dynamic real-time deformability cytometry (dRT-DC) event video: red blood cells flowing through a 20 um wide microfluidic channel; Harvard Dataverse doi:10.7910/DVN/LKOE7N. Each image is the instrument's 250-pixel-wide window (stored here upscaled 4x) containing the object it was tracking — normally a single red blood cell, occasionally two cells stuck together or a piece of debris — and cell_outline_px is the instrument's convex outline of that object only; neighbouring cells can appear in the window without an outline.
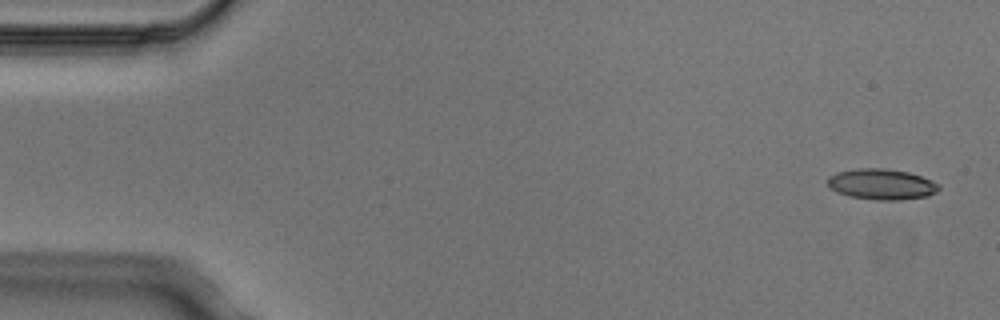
{"species": "Egyptian fruit bat (a non-hibernating species)", "species_latin": "Rousettus aegyptiacus", "temperature_condition": "cold", "stored_images_in_passage": 7, "camera_frame_rate_fps": 3000, "um_per_image_px": 0.085, "animal": {"sex": "male"}, "frame": {"image": 1, "passage_image": 1, "time_ms": 0.0, "image_size_px": [1000, 320], "cell_outline_px": [[940, 188], [936, 192], [928, 196], [900, 200], [876, 200], [848, 196], [836, 192], [828, 184], [828, 176], [836, 172], [856, 168], [884, 168], [908, 172], [932, 180], [940, 184]], "centroid_in_image_um": [74.94, 15.66], "position_along_channel_um": 10.1, "area_um2": 20.06}}
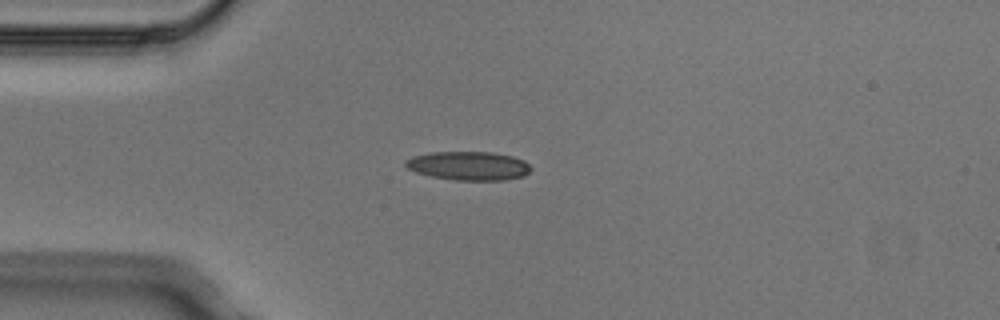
{"frame": {"image": 2, "passage_image": 4, "time_ms": 1.0, "image_size_px": [1000, 320], "cell_outline_px": [[532, 168], [524, 176], [504, 180], [456, 180], [432, 176], [416, 172], [408, 168], [404, 164], [404, 160], [412, 156], [428, 152], [492, 152], [512, 156], [524, 160]], "centroid_in_image_um": [39.82, 14.08], "position_along_channel_um": 45.2, "area_um2": 21.04}}
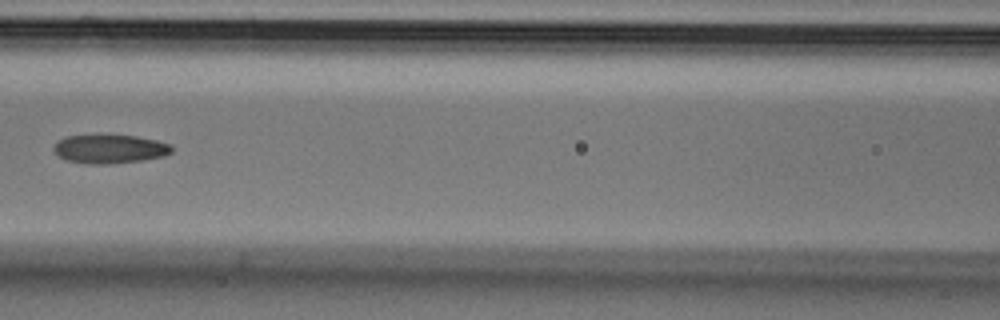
{"frame": {"image": 3, "passage_image": 7, "time_ms": 2.0, "image_size_px": [1000, 320], "cell_outline_px": [[172, 152], [164, 156], [140, 160], [104, 164], [88, 164], [68, 160], [60, 156], [52, 148], [56, 140], [64, 136], [104, 132], [136, 136], [156, 140], [172, 144]], "centroid_in_image_um": [9.29, 12.6], "position_along_channel_um": 157.3, "area_um2": 20.52}}